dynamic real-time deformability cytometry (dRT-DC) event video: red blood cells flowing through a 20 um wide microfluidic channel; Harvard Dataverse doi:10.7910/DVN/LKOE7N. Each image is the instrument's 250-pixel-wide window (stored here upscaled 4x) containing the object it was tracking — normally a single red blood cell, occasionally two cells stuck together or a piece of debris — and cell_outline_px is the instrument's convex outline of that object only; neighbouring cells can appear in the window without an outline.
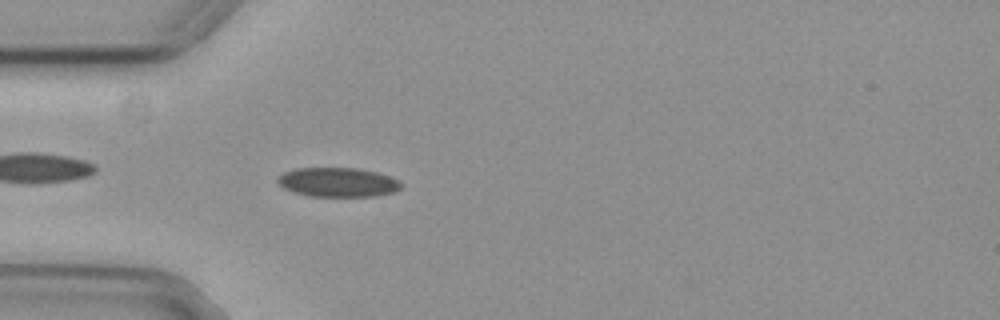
{"species": "common noctule bat (a hibernating species)", "species_latin": "Nyctalus noctula", "temperature_condition": "cold", "stored_images_in_passage": 42, "camera_frame_rate_fps": 3000, "um_per_image_px": 0.085, "animal": {"sex": "female", "body_mass_g": 29.2, "forearm_length_mm": 56.3}, "frame": {"image": 1, "passage_image": 3, "time_ms": 0.667, "image_size_px": [1000, 320], "cell_outline_px": [[404, 184], [396, 192], [376, 196], [308, 196], [292, 192], [284, 188], [276, 180], [284, 172], [296, 168], [356, 168], [376, 172], [388, 176]], "centroid_in_image_um": [28.72, 15.5], "position_along_channel_um": 56.3, "area_um2": 21.04}}
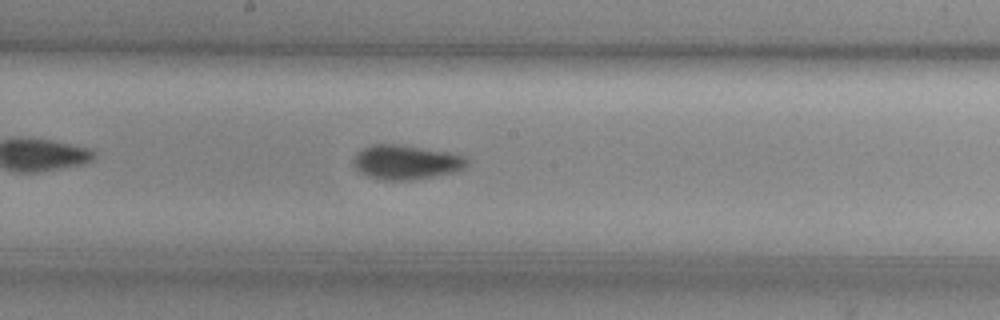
{"frame": {"image": 2, "passage_image": 16, "time_ms": 5.0, "image_size_px": [1000, 320], "cell_outline_px": [[468, 164], [464, 168], [456, 172], [412, 180], [380, 180], [368, 176], [360, 172], [352, 164], [352, 160], [356, 152], [372, 144], [400, 144], [448, 152], [464, 156], [468, 160]], "centroid_in_image_um": [34.49, 13.79], "position_along_channel_um": 213.7, "area_um2": 22.95}}
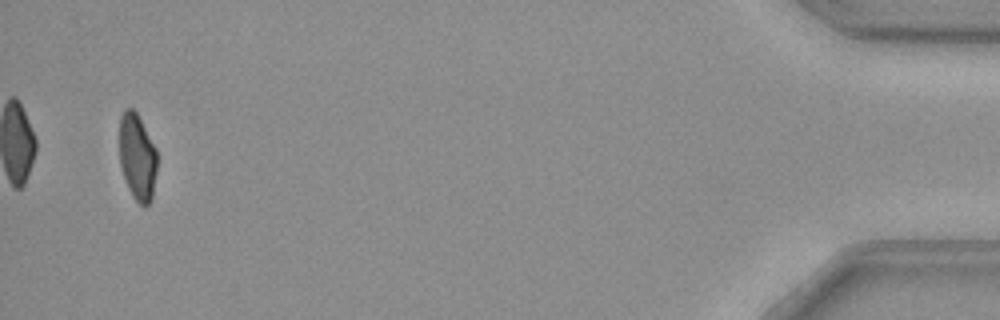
{"frame": {"image": 3, "passage_image": 40, "time_ms": 13.0, "image_size_px": [1000, 320], "cell_outline_px": [[156, 172], [152, 200], [144, 208], [132, 196], [128, 188], [120, 164], [120, 116], [124, 108], [132, 108], [136, 112], [156, 148]], "centroid_in_image_um": [11.67, 13.36], "position_along_channel_um": 423.5, "area_um2": 18.96}, "authors_computed_cell_mechanics": {"area_um2": 21.3571, "velocity_mm_per_s": 3.7474, "shape_relaxation_time_tau1_ms": 6.3365, "shape_relaxation_time_tau2_ms": null, "deformation_change_tau1": 0.1422, "deformation_change_tau2": null}}